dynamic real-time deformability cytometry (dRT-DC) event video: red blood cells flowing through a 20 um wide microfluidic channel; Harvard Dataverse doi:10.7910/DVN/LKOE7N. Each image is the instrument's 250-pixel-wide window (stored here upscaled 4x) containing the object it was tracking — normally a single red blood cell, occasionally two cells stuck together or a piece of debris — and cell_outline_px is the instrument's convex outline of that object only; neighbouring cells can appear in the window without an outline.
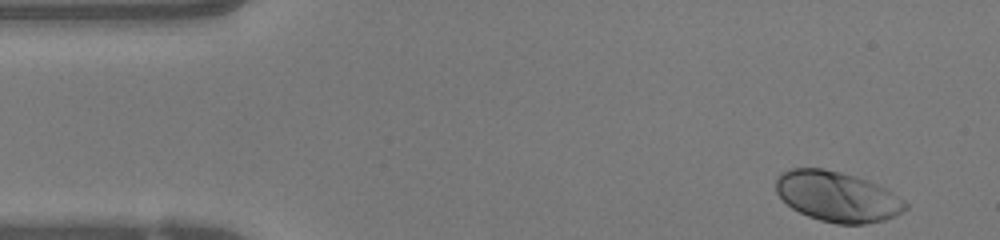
{"species": "human", "species_latin": "Homo sapiens", "temperature_condition": "warm", "stored_images_in_passage": 39, "camera_frame_rate_fps": 3000, "um_per_image_px": 0.085, "donor": {"sex": "female"}, "frame": {"image": 1, "passage_image": 1, "time_ms": 0.0, "image_size_px": [1000, 240], "cell_outline_px": [[908, 208], [884, 220], [864, 224], [836, 224], [820, 220], [808, 216], [792, 208], [776, 192], [776, 176], [792, 168], [824, 168], [856, 176], [876, 184], [884, 188], [904, 200], [908, 204]], "centroid_in_image_um": [71.15, 16.7], "position_along_channel_um": 13.9, "area_um2": 37.57}}
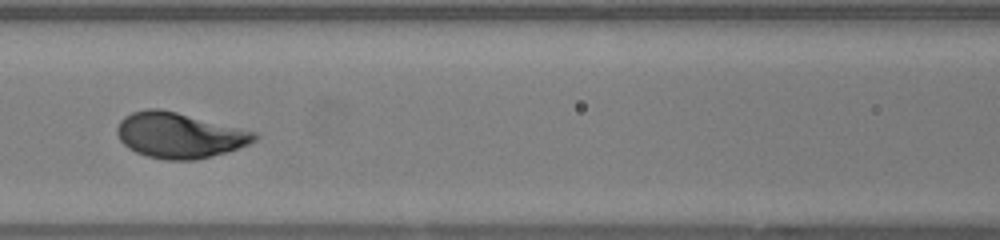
{"frame": {"image": 2, "passage_image": 18, "time_ms": 5.667, "image_size_px": [1000, 240], "cell_outline_px": [[260, 136], [256, 140], [248, 144], [212, 156], [196, 160], [168, 160], [148, 156], [136, 152], [128, 148], [120, 140], [116, 132], [116, 128], [120, 120], [124, 116], [132, 112], [148, 108], [160, 108], [256, 132]], "centroid_in_image_um": [15.21, 11.49], "position_along_channel_um": 151.4, "area_um2": 36.18}}
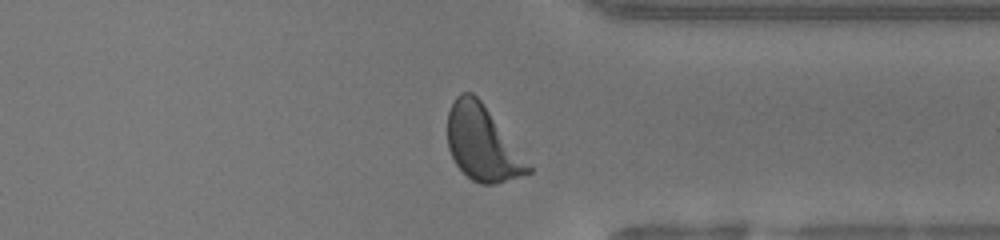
{"frame": {"image": 3, "passage_image": 34, "time_ms": 11.0, "image_size_px": [1000, 240], "cell_outline_px": [[532, 172], [492, 184], [480, 184], [472, 180], [456, 164], [448, 148], [448, 112], [456, 96], [460, 92], [472, 92], [480, 100], [532, 164]], "centroid_in_image_um": [41.02, 12.17], "position_along_channel_um": 370.4, "area_um2": 34.97}, "authors_computed_cell_mechanics": {"area_um2": 35.9516, "velocity_mm_per_s": 4.1885, "shape_relaxation_time_tau1_ms": 2.3581, "shape_relaxation_time_tau2_ms": null, "deformation_change_tau1": 0.1722, "deformation_change_tau2": null}}